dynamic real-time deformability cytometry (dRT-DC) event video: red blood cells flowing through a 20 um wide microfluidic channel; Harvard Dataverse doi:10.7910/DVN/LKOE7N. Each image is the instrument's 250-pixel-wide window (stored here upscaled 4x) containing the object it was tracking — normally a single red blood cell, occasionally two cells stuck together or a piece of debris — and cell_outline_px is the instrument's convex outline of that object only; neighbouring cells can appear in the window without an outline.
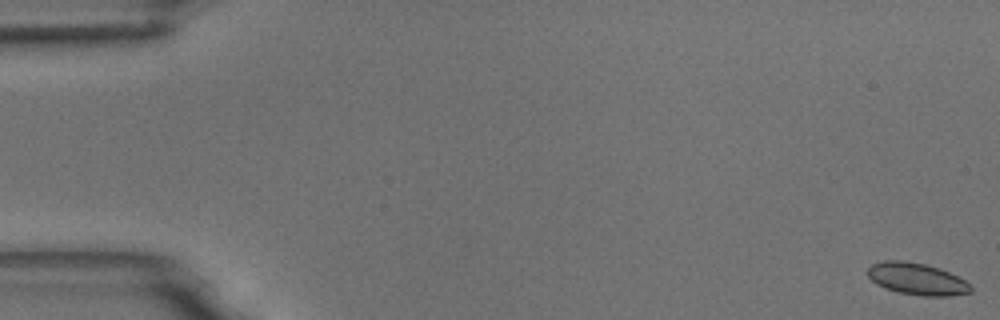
{"species": "common noctule bat (a hibernating species)", "species_latin": "Nyctalus noctula", "temperature_condition": "room temperature", "stored_images_in_passage": 57, "camera_frame_rate_fps": 3000, "um_per_image_px": 0.085, "animal": {"sex": "male", "body_mass_g": 18.8}, "frame": {"image": 1, "passage_image": 1, "time_ms": 0.0, "image_size_px": [1000, 320], "cell_outline_px": [[972, 292], [948, 296], [924, 296], [900, 292], [876, 284], [868, 276], [868, 268], [872, 264], [884, 260], [900, 260], [924, 264], [940, 268], [964, 280], [972, 288]], "centroid_in_image_um": [77.93, 23.7], "position_along_channel_um": 7.1, "area_um2": 18.84}}
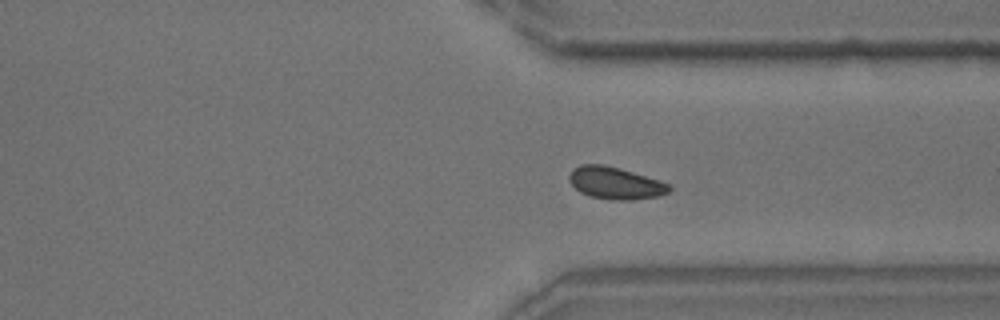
{"frame": {"image": 2, "passage_image": 42, "time_ms": 13.667, "image_size_px": [1000, 320], "cell_outline_px": [[672, 188], [668, 192], [660, 196], [628, 200], [612, 200], [588, 196], [580, 192], [568, 180], [568, 176], [572, 168], [580, 164], [604, 164], [620, 168], [660, 180], [668, 184]], "centroid_in_image_um": [52.27, 15.55], "position_along_channel_um": 359.1, "area_um2": 18.9}}
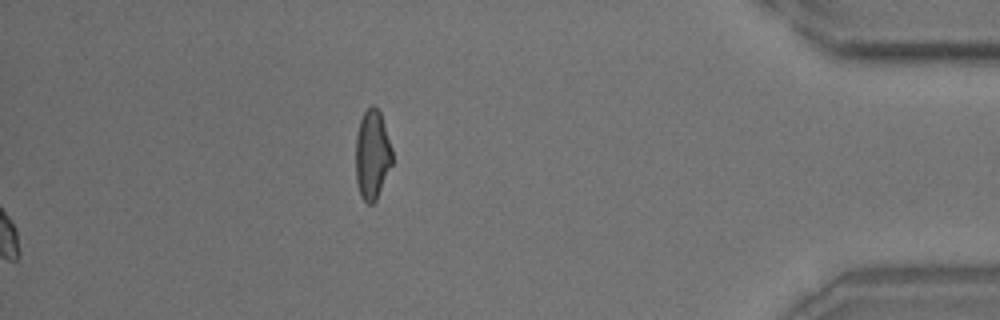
{"frame": {"image": 3, "passage_image": 57, "time_ms": 18.667, "image_size_px": [1000, 320], "cell_outline_px": [[392, 164], [376, 200], [372, 204], [368, 204], [360, 196], [356, 180], [356, 136], [360, 120], [364, 112], [372, 104], [380, 112], [392, 148]], "centroid_in_image_um": [31.63, 13.16], "position_along_channel_um": 403.6, "area_um2": 18.96}, "authors_computed_cell_mechanics": {"area_um2": 18.496, "velocity_mm_per_s": 3.6791, "shape_relaxation_time_tau1_ms": 4.7467, "shape_relaxation_time_tau2_ms": 1.7572, "deformation_change_tau1": 0.0679, "deformation_change_tau2": 0.0418}}